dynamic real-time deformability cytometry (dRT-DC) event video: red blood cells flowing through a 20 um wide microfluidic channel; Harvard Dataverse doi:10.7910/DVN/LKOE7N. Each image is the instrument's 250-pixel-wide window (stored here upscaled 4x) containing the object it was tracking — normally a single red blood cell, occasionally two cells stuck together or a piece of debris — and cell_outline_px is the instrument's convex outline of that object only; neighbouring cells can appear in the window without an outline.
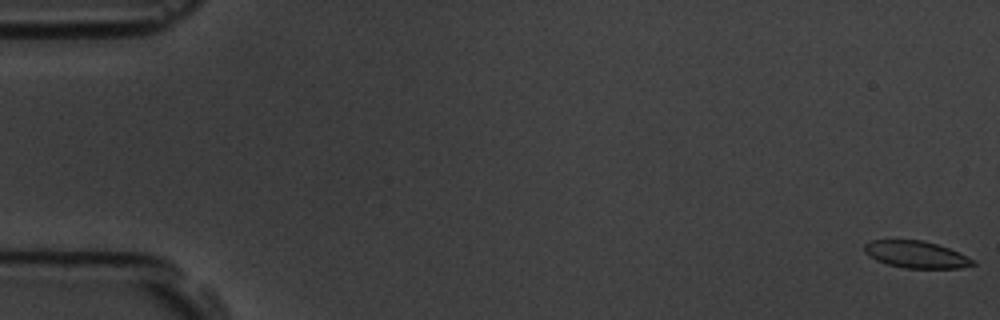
{"species": "common noctule bat (a hibernating species)", "species_latin": "Nyctalus noctula", "temperature_condition": "room temperature", "stored_images_in_passage": 12, "camera_frame_rate_fps": 3000, "um_per_image_px": 0.085, "animal": {"sex": "male", "body_mass_g": 19.5, "forearm_length_mm": 54.6}, "frame": {"image": 1, "passage_image": 1, "time_ms": 0.0, "image_size_px": [1000, 320], "cell_outline_px": [[976, 264], [960, 268], [904, 268], [888, 264], [876, 260], [868, 256], [864, 252], [864, 244], [872, 240], [920, 240], [936, 244], [948, 248], [972, 260]], "centroid_in_image_um": [77.8, 21.63], "position_along_channel_um": 7.2, "area_um2": 16.76}}
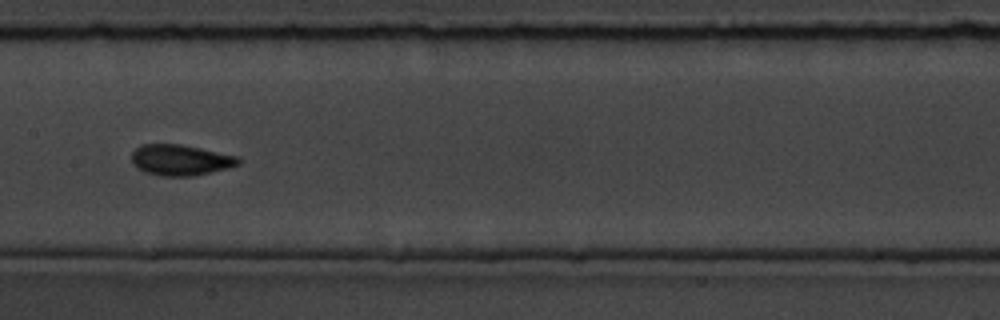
{"frame": {"image": 2, "passage_image": 9, "time_ms": 9.0, "image_size_px": [1000, 320], "cell_outline_px": [[240, 164], [228, 168], [212, 172], [192, 176], [160, 176], [144, 172], [136, 168], [132, 164], [132, 152], [140, 144], [180, 144], [240, 156]], "centroid_in_image_um": [15.33, 13.6], "position_along_channel_um": 192.1, "area_um2": 19.42}}
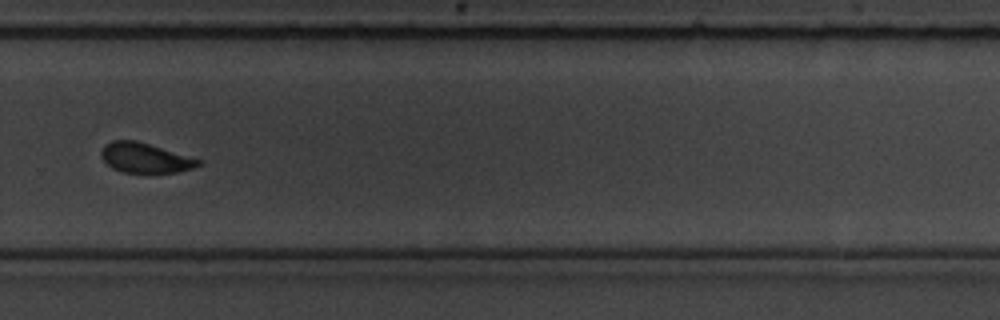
{"frame": {"image": 3, "passage_image": 12, "time_ms": 12.333, "image_size_px": [1000, 320], "cell_outline_px": [[204, 164], [192, 168], [176, 172], [148, 176], [124, 172], [112, 168], [100, 156], [100, 152], [104, 144], [112, 140], [136, 140], [204, 160]], "centroid_in_image_um": [12.37, 13.46], "position_along_channel_um": 317.4, "area_um2": 17.74}}